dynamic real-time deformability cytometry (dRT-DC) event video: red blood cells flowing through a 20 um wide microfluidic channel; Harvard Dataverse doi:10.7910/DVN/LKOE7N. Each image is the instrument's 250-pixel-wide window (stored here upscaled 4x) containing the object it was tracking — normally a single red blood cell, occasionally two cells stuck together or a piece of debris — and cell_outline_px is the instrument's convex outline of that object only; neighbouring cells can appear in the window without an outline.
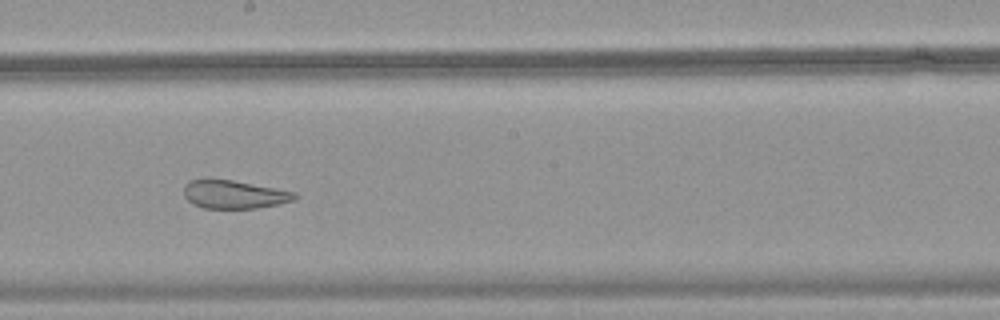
{"species": "common noctule bat (a hibernating species)", "species_latin": "Nyctalus noctula", "temperature_condition": "warm", "stored_images_in_passage": 38, "camera_frame_rate_fps": 3000, "um_per_image_px": 0.085, "animal": {"sex": "female", "body_mass_g": 18.4}, "frame": {"image": 1, "passage_image": 17, "time_ms": 5.333, "image_size_px": [1000, 320], "cell_outline_px": [[300, 196], [296, 200], [280, 204], [256, 208], [204, 208], [188, 200], [184, 196], [184, 184], [188, 180], [208, 176], [232, 180], [296, 192]], "centroid_in_image_um": [19.89, 16.49], "position_along_channel_um": 228.3, "area_um2": 18.79}}
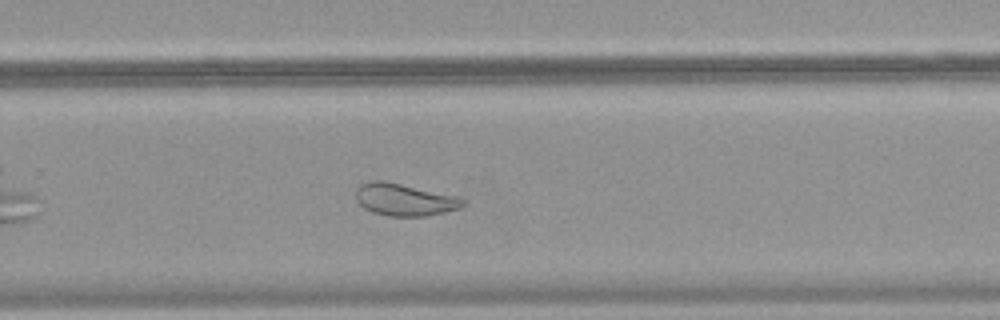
{"frame": {"image": 2, "passage_image": 22, "time_ms": 7.0, "image_size_px": [1000, 320], "cell_outline_px": [[468, 204], [460, 208], [444, 212], [424, 216], [388, 216], [372, 212], [364, 208], [356, 200], [356, 188], [360, 184], [372, 180], [384, 180], [456, 196], [468, 200]], "centroid_in_image_um": [34.39, 16.97], "position_along_channel_um": 295.4, "area_um2": 20.23}}